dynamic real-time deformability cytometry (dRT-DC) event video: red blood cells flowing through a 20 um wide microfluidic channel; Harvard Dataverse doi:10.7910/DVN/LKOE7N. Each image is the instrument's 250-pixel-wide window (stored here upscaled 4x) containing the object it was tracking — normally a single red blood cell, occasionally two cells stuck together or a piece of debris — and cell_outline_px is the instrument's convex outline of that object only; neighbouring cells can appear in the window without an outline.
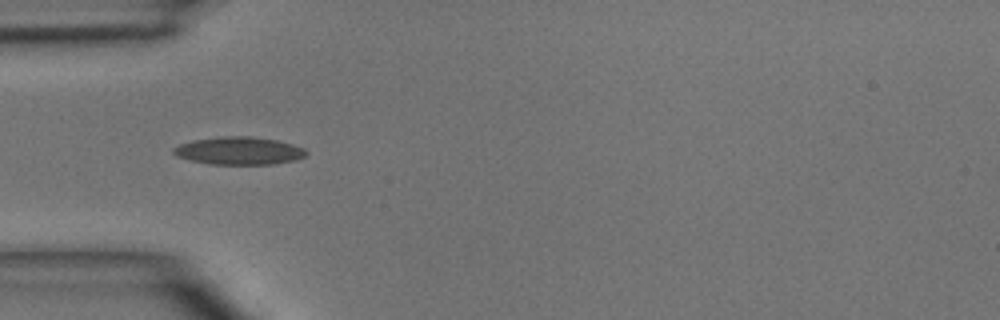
{"species": "common noctule bat (a hibernating species)", "species_latin": "Nyctalus noctula", "temperature_condition": "room temperature", "stored_images_in_passage": 4, "camera_frame_rate_fps": 3000, "um_per_image_px": 0.085, "animal": {"sex": "male", "body_mass_g": 15.6}, "frame": {"image": 1, "passage_image": 2, "time_ms": 1.333, "image_size_px": [1000, 320], "cell_outline_px": [[308, 152], [304, 156], [296, 160], [276, 164], [208, 164], [176, 156], [172, 152], [172, 148], [180, 144], [192, 140], [224, 136], [252, 136], [276, 140], [292, 144], [304, 148]], "centroid_in_image_um": [20.32, 12.81], "position_along_channel_um": 64.7, "area_um2": 21.5}}